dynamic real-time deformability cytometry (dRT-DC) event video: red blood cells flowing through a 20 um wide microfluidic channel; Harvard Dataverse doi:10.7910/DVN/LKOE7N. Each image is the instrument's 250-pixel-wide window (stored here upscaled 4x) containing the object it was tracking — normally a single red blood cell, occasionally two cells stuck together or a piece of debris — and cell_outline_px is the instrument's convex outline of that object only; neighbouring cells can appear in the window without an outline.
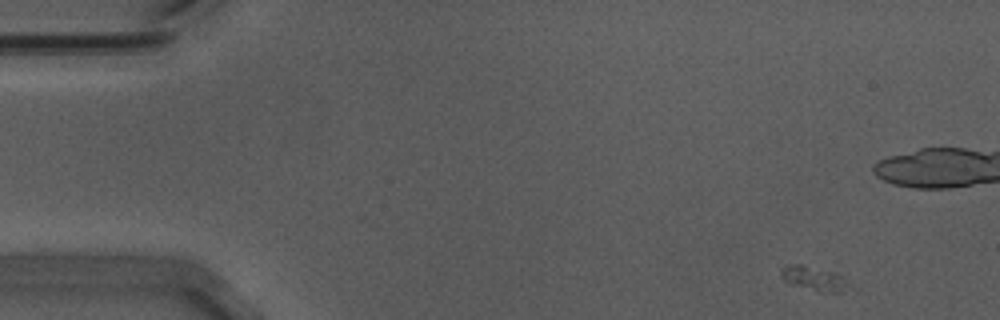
{"species": "Egyptian fruit bat (a non-hibernating species)", "species_latin": "Rousettus aegyptiacus", "temperature_condition": "warm", "stored_images_in_passage": 34, "camera_frame_rate_fps": 3000, "um_per_image_px": 0.085, "animal": {"sex": "male"}, "frame": {"image": 1, "passage_image": 3, "time_ms": 0.667, "image_size_px": [1000, 320], "cell_outline_px": [[856, 288], [840, 292], [820, 292], [788, 284], [784, 280], [780, 272], [788, 264], [800, 264], [836, 272], [844, 276]], "centroid_in_image_um": [69.31, 23.7], "position_along_channel_um": 15.7, "area_um2": 10.06}}
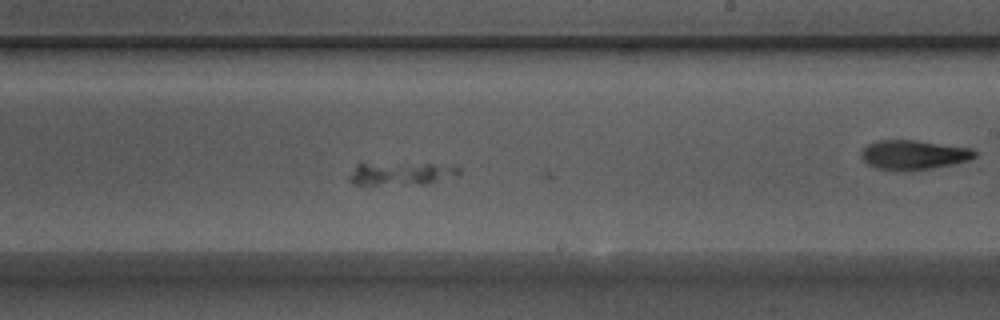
{"frame": {"image": 2, "passage_image": 32, "time_ms": 10.333, "image_size_px": [1000, 320], "cell_outline_px": [[460, 172], [428, 184], [352, 184], [348, 180], [348, 176], [356, 164], [432, 164], [460, 168]], "centroid_in_image_um": [33.97, 14.77], "position_along_channel_um": 255.0, "area_um2": 13.99}}